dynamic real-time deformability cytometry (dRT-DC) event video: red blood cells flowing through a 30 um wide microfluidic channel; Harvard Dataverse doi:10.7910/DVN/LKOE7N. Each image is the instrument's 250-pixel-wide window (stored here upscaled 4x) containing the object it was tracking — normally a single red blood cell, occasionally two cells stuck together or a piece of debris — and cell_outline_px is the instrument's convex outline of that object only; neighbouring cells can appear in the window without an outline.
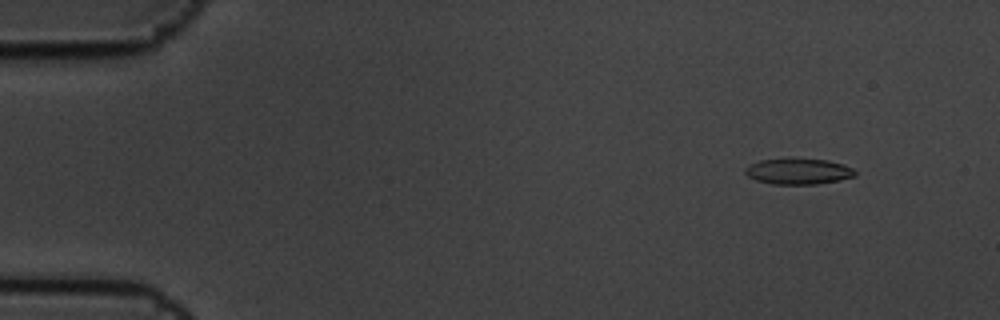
{"species": "common noctule bat (a hibernating species)", "species_latin": "Nyctalus noctula", "temperature_condition": "cold", "stored_images_in_passage": 5, "camera_frame_rate_fps": 3000, "um_per_image_px": 0.085, "animal": {"sex": "male", "body_mass_g": 19.5, "forearm_length_mm": 54.6}, "frame": {"image": 1, "passage_image": 1, "time_ms": 0.0, "image_size_px": [1000, 320], "cell_outline_px": [[856, 176], [840, 180], [816, 184], [772, 184], [756, 180], [748, 176], [744, 172], [744, 168], [760, 160], [788, 156], [792, 156], [828, 160], [844, 164], [852, 168], [856, 172]], "centroid_in_image_um": [67.86, 14.52], "position_along_channel_um": 17.1, "area_um2": 17.22}}
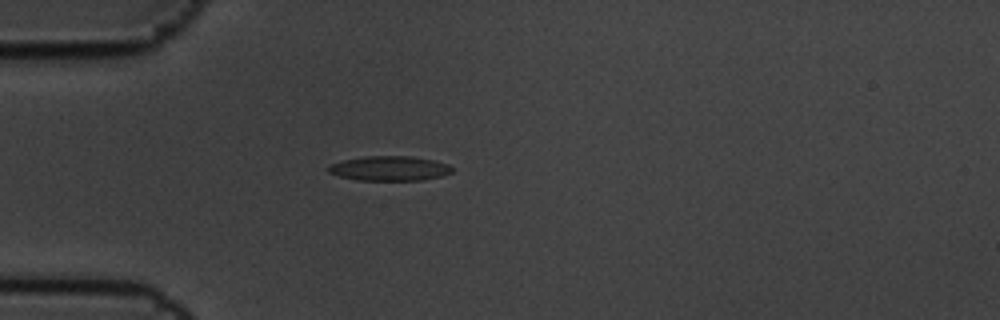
{"frame": {"image": 2, "passage_image": 4, "time_ms": 1.0, "image_size_px": [1000, 320], "cell_outline_px": [[452, 172], [440, 176], [420, 180], [356, 180], [340, 176], [328, 172], [328, 164], [344, 160], [364, 156], [408, 156], [432, 160], [448, 164], [452, 168]], "centroid_in_image_um": [33.07, 14.31], "position_along_channel_um": 51.9, "area_um2": 17.63}}